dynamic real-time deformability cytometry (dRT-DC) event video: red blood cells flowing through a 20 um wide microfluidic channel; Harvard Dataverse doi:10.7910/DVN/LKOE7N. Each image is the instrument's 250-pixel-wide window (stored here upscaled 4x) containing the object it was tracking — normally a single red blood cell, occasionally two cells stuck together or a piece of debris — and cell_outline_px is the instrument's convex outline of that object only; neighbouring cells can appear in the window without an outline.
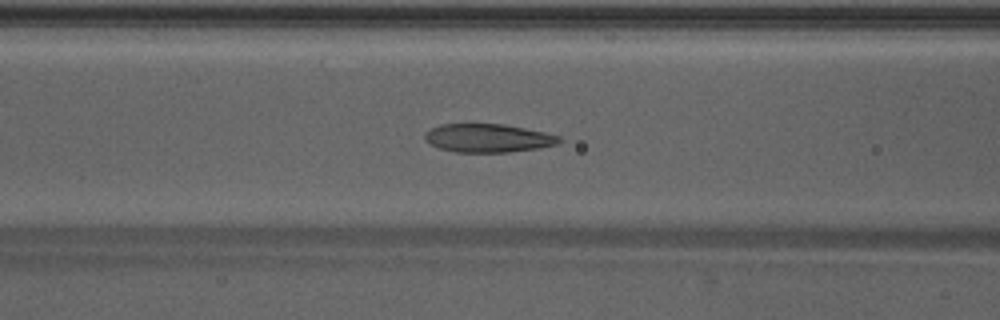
{"species": "Egyptian fruit bat (a non-hibernating species)", "species_latin": "Rousettus aegyptiacus", "temperature_condition": "warm", "stored_images_in_passage": 47, "camera_frame_rate_fps": 3000, "um_per_image_px": 0.085, "animal": {"sex": "male"}, "frame": {"image": 1, "passage_image": 19, "time_ms": 6.0, "image_size_px": [1000, 320], "cell_outline_px": [[564, 140], [560, 144], [540, 148], [508, 152], [452, 152], [440, 148], [424, 140], [424, 132], [440, 124], [504, 124], [544, 132], [560, 136]], "centroid_in_image_um": [41.51, 11.74], "position_along_channel_um": 125.1, "area_um2": 22.43}}
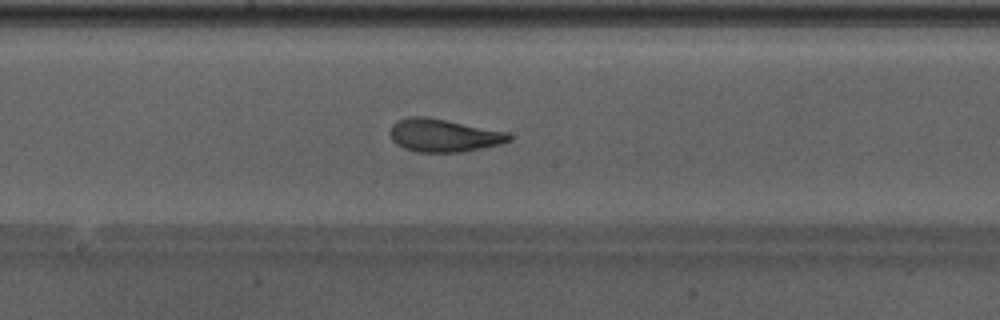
{"frame": {"image": 2, "passage_image": 25, "time_ms": 8.0, "image_size_px": [1000, 320], "cell_outline_px": [[512, 140], [500, 144], [460, 152], [416, 152], [404, 148], [396, 144], [392, 140], [388, 132], [392, 124], [396, 120], [408, 116], [428, 116], [508, 132], [512, 136]], "centroid_in_image_um": [37.66, 11.49], "position_along_channel_um": 210.5, "area_um2": 23.12}}
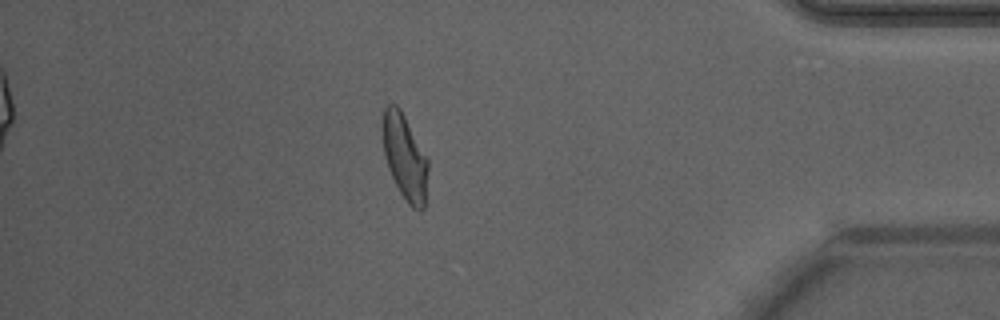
{"frame": {"image": 3, "passage_image": 41, "time_ms": 13.333, "image_size_px": [1000, 320], "cell_outline_px": [[428, 168], [424, 208], [420, 212], [412, 208], [408, 204], [400, 192], [388, 168], [384, 156], [380, 128], [380, 124], [384, 108], [388, 104], [396, 104], [400, 108], [428, 160]], "centroid_in_image_um": [34.36, 13.32], "position_along_channel_um": 400.8, "area_um2": 22.83}, "authors_computed_cell_mechanics": {"area_um2": 22.9466, "velocity_mm_per_s": 4.2691, "shape_relaxation_time_tau1_ms": 3.9195, "shape_relaxation_time_tau2_ms": 1.0426, "deformation_change_tau1": 0.1758, "deformation_change_tau2": 0.0712}}